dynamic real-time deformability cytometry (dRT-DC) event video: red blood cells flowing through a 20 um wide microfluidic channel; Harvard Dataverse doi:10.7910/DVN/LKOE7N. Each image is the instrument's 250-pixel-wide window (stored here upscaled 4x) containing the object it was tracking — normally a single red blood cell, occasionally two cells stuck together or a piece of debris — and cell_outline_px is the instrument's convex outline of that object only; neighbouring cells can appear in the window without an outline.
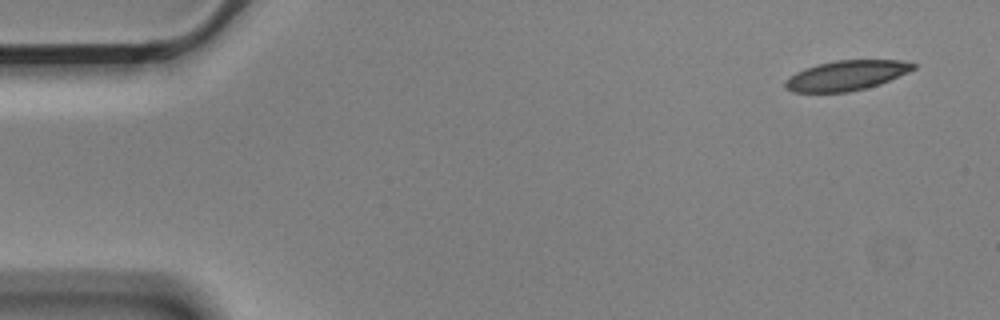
{"species": "Egyptian fruit bat (a non-hibernating species)", "species_latin": "Rousettus aegyptiacus", "temperature_condition": "cold", "stored_images_in_passage": 4, "camera_frame_rate_fps": 3000, "um_per_image_px": 0.085, "animal": {"sex": "male"}, "frame": {"image": 1, "passage_image": 1, "time_ms": 0.0, "image_size_px": [1000, 320], "cell_outline_px": [[916, 68], [908, 72], [880, 84], [848, 92], [792, 92], [784, 88], [784, 84], [796, 72], [804, 68], [816, 64], [836, 60], [900, 60], [916, 64]], "centroid_in_image_um": [71.94, 6.41], "position_along_channel_um": 13.1, "area_um2": 22.2}}